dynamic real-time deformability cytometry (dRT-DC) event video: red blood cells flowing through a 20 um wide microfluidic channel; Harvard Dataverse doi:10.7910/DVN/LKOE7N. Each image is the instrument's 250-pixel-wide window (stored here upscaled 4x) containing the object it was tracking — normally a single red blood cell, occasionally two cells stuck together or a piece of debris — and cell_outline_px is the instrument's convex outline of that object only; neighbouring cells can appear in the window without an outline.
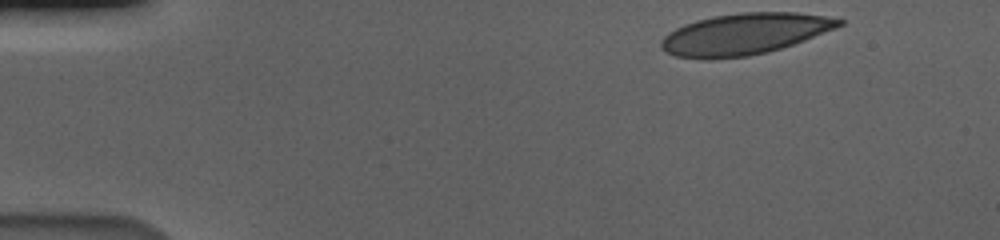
{"species": "human", "species_latin": "Homo sapiens", "temperature_condition": "cold", "stored_images_in_passage": 43, "camera_frame_rate_fps": 3000, "um_per_image_px": 0.085, "donor": {"sex": "male"}, "frame": {"image": 1, "passage_image": 1, "time_ms": 0.0, "image_size_px": [1000, 240], "cell_outline_px": [[844, 24], [836, 28], [804, 40], [768, 52], [748, 56], [676, 56], [664, 52], [660, 48], [660, 40], [668, 32], [684, 24], [696, 20], [716, 16], [740, 12], [796, 12], [824, 16], [844, 20]], "centroid_in_image_um": [63.3, 2.85], "position_along_channel_um": 21.7, "area_um2": 41.85}}
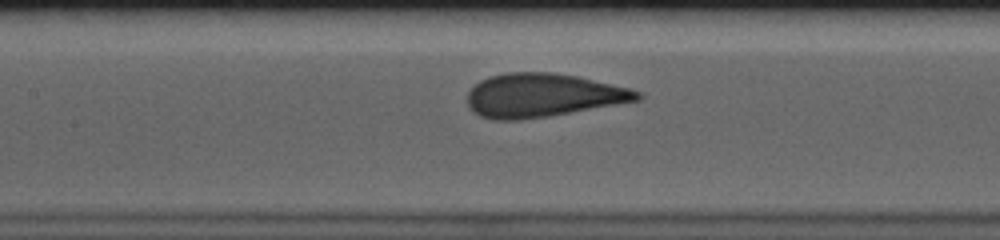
{"frame": {"image": 2, "passage_image": 21, "time_ms": 6.667, "image_size_px": [1000, 240], "cell_outline_px": [[640, 100], [548, 116], [516, 120], [496, 120], [480, 116], [468, 108], [468, 92], [480, 80], [492, 76], [508, 72], [552, 72], [576, 76], [628, 88], [640, 92]], "centroid_in_image_um": [46.09, 8.1], "position_along_channel_um": 161.3, "area_um2": 42.66}}
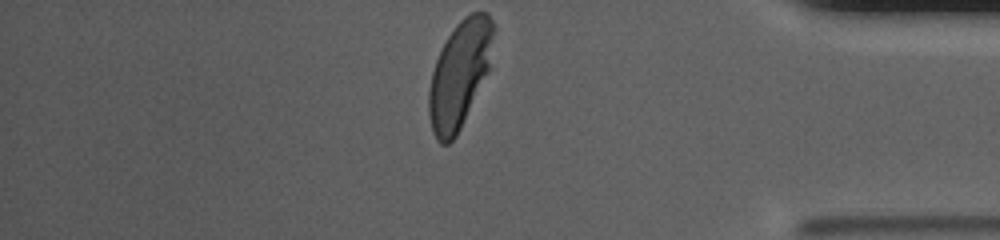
{"frame": {"image": 3, "passage_image": 43, "time_ms": 14.0, "image_size_px": [1000, 240], "cell_outline_px": [[496, 28], [492, 68], [456, 136], [448, 144], [440, 144], [436, 140], [432, 132], [428, 112], [428, 92], [432, 72], [436, 60], [448, 36], [456, 24], [464, 16], [472, 12], [488, 12], [496, 24]], "centroid_in_image_um": [39.13, 6.28], "position_along_channel_um": 396.1, "area_um2": 41.33}, "authors_computed_cell_mechanics": {"area_um2": 43.0032, "velocity_mm_per_s": 3.5677, "shape_relaxation_time_tau1_ms": 5.775, "shape_relaxation_time_tau2_ms": null, "deformation_change_tau1": 0.1949, "deformation_change_tau2": null}}